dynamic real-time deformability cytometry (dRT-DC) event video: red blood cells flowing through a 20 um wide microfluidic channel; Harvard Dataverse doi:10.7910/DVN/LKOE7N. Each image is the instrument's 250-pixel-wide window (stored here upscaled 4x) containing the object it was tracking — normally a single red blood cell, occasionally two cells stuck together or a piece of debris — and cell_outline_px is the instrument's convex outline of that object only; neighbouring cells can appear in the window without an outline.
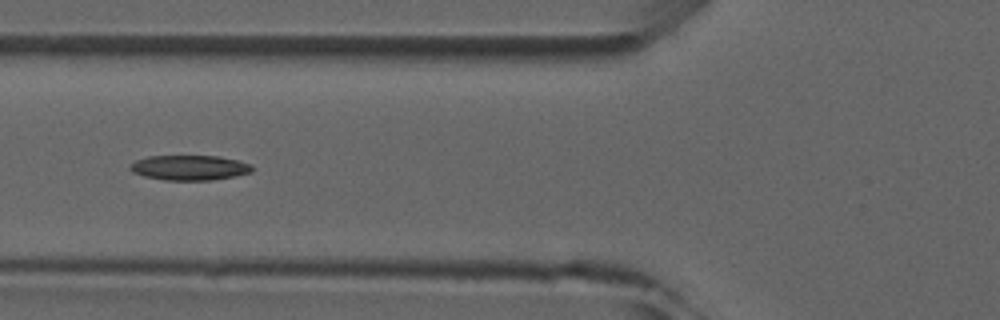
{"species": "common noctule bat (a hibernating species)", "species_latin": "Nyctalus noctula", "temperature_condition": "room temperature", "stored_images_in_passage": 7, "camera_frame_rate_fps": 3000, "um_per_image_px": 0.085, "animal": {"sex": "male", "forearm_length_mm": 52.5}, "frame": {"image": 1, "passage_image": 7, "time_ms": 7.0, "image_size_px": [1000, 320], "cell_outline_px": [[256, 168], [252, 172], [236, 176], [212, 180], [164, 180], [144, 176], [132, 172], [128, 168], [136, 160], [148, 156], [220, 156], [252, 164]], "centroid_in_image_um": [16.15, 14.25], "position_along_channel_um": 109.6, "area_um2": 17.92}}